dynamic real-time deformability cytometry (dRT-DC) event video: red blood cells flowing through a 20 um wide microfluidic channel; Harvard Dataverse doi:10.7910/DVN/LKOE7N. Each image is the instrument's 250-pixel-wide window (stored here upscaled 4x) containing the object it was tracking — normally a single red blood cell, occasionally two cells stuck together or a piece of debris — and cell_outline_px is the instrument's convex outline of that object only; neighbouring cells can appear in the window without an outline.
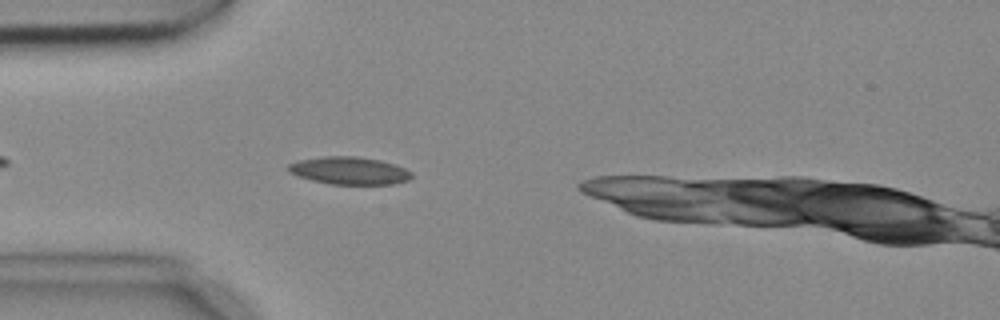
{"species": "common noctule bat (a hibernating species)", "species_latin": "Nyctalus noctula", "temperature_condition": "cold", "stored_images_in_passage": 2, "camera_frame_rate_fps": 3000, "um_per_image_px": 0.085, "animal": {"sex": "female", "body_mass_g": 18.4}, "frame": {"image": 1, "passage_image": 2, "time_ms": 0.333, "image_size_px": [1000, 320], "cell_outline_px": [[412, 176], [408, 180], [392, 184], [332, 184], [312, 180], [288, 172], [288, 164], [300, 160], [324, 156], [356, 156], [380, 160], [404, 168], [412, 172]], "centroid_in_image_um": [29.69, 14.5], "position_along_channel_um": 55.3, "area_um2": 19.59}}